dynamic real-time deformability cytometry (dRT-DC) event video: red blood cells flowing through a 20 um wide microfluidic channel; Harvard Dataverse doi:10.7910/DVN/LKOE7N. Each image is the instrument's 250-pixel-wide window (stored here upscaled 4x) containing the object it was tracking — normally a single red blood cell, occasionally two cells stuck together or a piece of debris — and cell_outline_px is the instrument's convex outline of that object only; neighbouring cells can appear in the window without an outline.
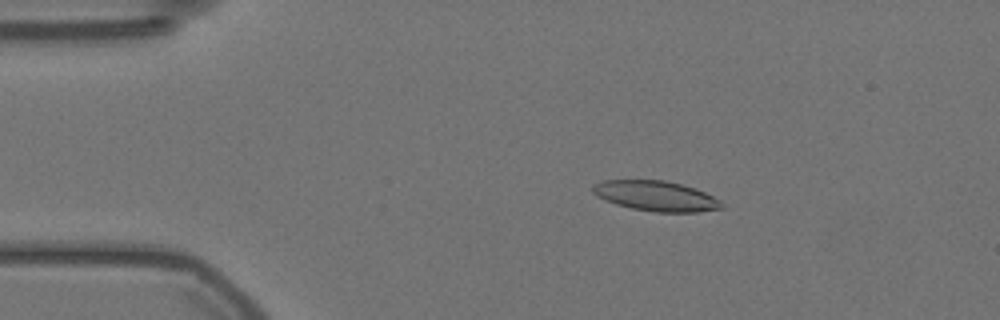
{"species": "Egyptian fruit bat (a non-hibernating species)", "species_latin": "Rousettus aegyptiacus", "temperature_condition": "warm", "stored_images_in_passage": 57, "camera_frame_rate_fps": 3000, "um_per_image_px": 0.085, "animal": {"sex": "female"}, "frame": {"image": 1, "passage_image": 10, "time_ms": 3.0, "image_size_px": [1000, 320], "cell_outline_px": [[724, 208], [696, 212], [656, 212], [632, 208], [616, 204], [604, 200], [596, 196], [592, 192], [592, 184], [600, 180], [664, 180], [680, 184], [704, 192], [720, 200], [724, 204]], "centroid_in_image_um": [55.71, 16.65], "position_along_channel_um": 29.3, "area_um2": 22.66}}
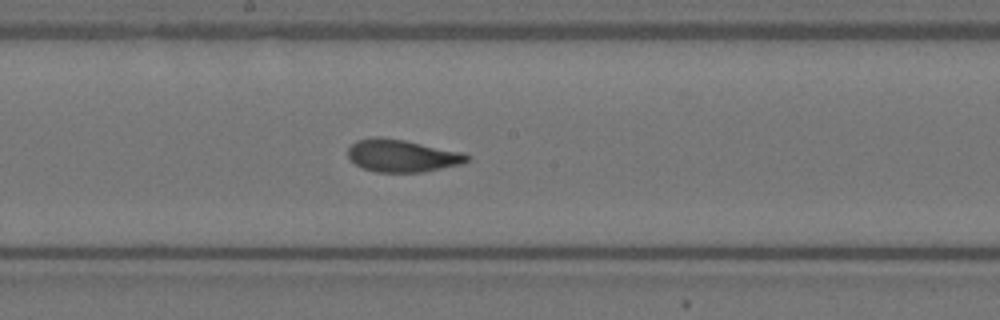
{"frame": {"image": 2, "passage_image": 30, "time_ms": 9.667, "image_size_px": [1000, 320], "cell_outline_px": [[468, 160], [464, 164], [424, 172], [376, 172], [364, 168], [356, 164], [348, 156], [348, 148], [356, 140], [376, 136], [380, 136], [404, 140], [464, 152], [468, 156]], "centroid_in_image_um": [34.2, 13.23], "position_along_channel_um": 214.0, "area_um2": 22.6}}
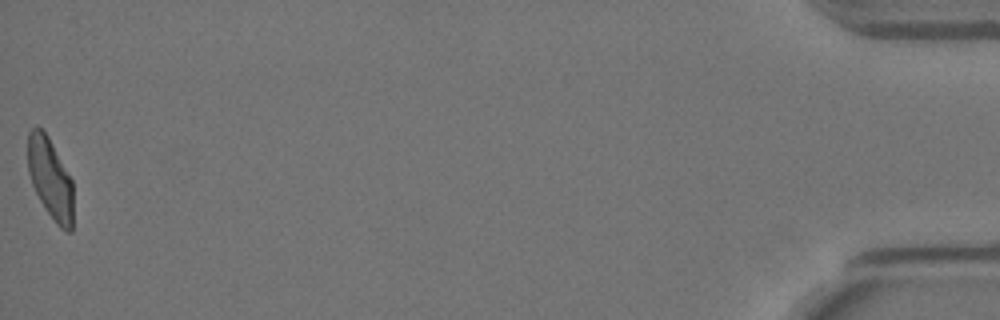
{"frame": {"image": 3, "passage_image": 57, "time_ms": 18.667, "image_size_px": [1000, 320], "cell_outline_px": [[72, 232], [68, 232], [60, 228], [56, 224], [44, 208], [32, 184], [28, 172], [28, 132], [36, 124], [48, 136], [72, 180]], "centroid_in_image_um": [4.26, 15.18], "position_along_channel_um": 430.9, "area_um2": 21.33}, "authors_computed_cell_mechanics": {"area_um2": 22.5998, "velocity_mm_per_s": 3.5299, "shape_relaxation_time_tau1_ms": 5.0148, "shape_relaxation_time_tau2_ms": 2.1081, "deformation_change_tau1": 0.1615, "deformation_change_tau2": 0.0892}}